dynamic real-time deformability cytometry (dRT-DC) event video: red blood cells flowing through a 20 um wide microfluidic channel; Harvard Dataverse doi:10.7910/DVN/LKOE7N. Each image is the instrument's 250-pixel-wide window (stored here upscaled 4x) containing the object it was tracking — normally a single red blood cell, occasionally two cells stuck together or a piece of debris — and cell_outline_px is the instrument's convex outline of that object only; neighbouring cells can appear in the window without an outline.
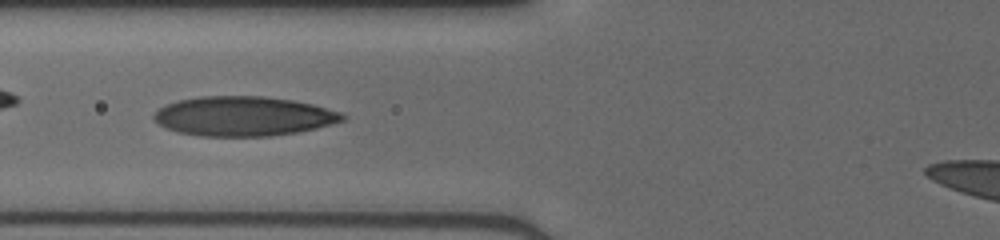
{"species": "human", "species_latin": "Homo sapiens", "temperature_condition": "cold", "stored_images_in_passage": 34, "camera_frame_rate_fps": 3000, "um_per_image_px": 0.085, "donor": {"sex": "male"}, "frame": {"image": 1, "passage_image": 6, "time_ms": 1.667, "image_size_px": [1000, 240], "cell_outline_px": [[348, 116], [344, 120], [332, 124], [316, 128], [296, 132], [272, 136], [200, 136], [180, 132], [164, 128], [152, 116], [160, 108], [168, 104], [180, 100], [200, 96], [264, 96], [292, 100], [312, 104], [340, 112]], "centroid_in_image_um": [20.72, 9.88], "position_along_channel_um": 105.1, "area_um2": 43.29}}
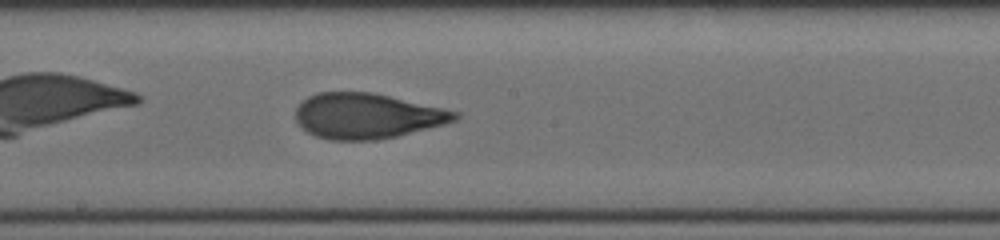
{"frame": {"image": 2, "passage_image": 14, "time_ms": 4.333, "image_size_px": [1000, 240], "cell_outline_px": [[460, 116], [456, 120], [444, 124], [396, 136], [376, 140], [328, 140], [316, 136], [308, 132], [296, 120], [296, 108], [308, 96], [320, 92], [372, 92], [460, 112]], "centroid_in_image_um": [31.2, 9.85], "position_along_channel_um": 217.0, "area_um2": 41.79}}
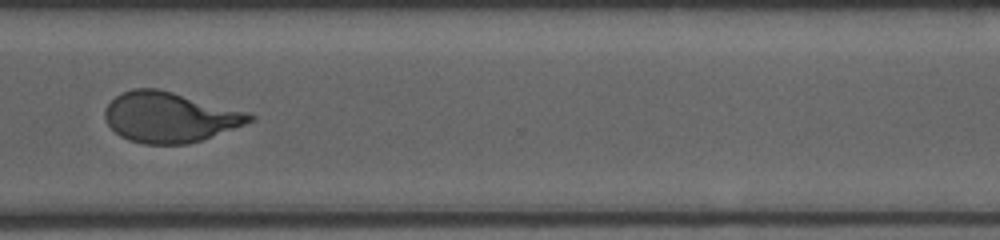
{"frame": {"image": 3, "passage_image": 24, "time_ms": 7.667, "image_size_px": [1000, 240], "cell_outline_px": [[256, 120], [200, 140], [188, 144], [144, 144], [128, 140], [120, 136], [108, 124], [104, 116], [104, 108], [116, 96], [132, 88], [156, 88], [172, 92], [248, 112], [256, 116]], "centroid_in_image_um": [14.41, 9.96], "position_along_channel_um": 356.2, "area_um2": 42.08}}